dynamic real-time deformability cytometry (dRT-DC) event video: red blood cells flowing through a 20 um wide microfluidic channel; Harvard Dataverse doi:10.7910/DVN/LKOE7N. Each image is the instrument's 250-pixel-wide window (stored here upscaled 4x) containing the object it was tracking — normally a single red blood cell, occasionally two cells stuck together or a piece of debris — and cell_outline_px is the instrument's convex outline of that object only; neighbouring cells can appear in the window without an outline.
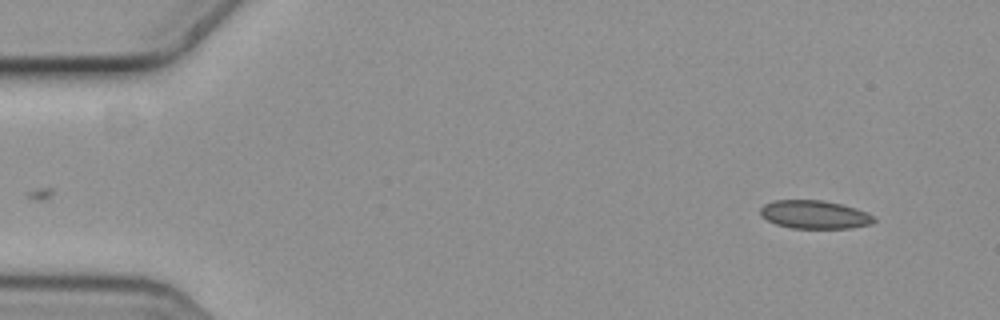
{"species": "common noctule bat (a hibernating species)", "species_latin": "Nyctalus noctula", "temperature_condition": "cold", "stored_images_in_passage": 5, "camera_frame_rate_fps": 3000, "um_per_image_px": 0.085, "animal": {"sex": "female", "body_mass_g": 19.3, "forearm_length_mm": 54.1}, "frame": {"image": 1, "passage_image": 1, "time_ms": 0.0, "image_size_px": [1000, 320], "cell_outline_px": [[876, 220], [872, 224], [852, 228], [792, 228], [776, 224], [760, 216], [760, 208], [764, 204], [776, 200], [820, 200], [840, 204], [856, 208], [872, 216]], "centroid_in_image_um": [69.21, 18.24], "position_along_channel_um": 15.8, "area_um2": 18.61}}
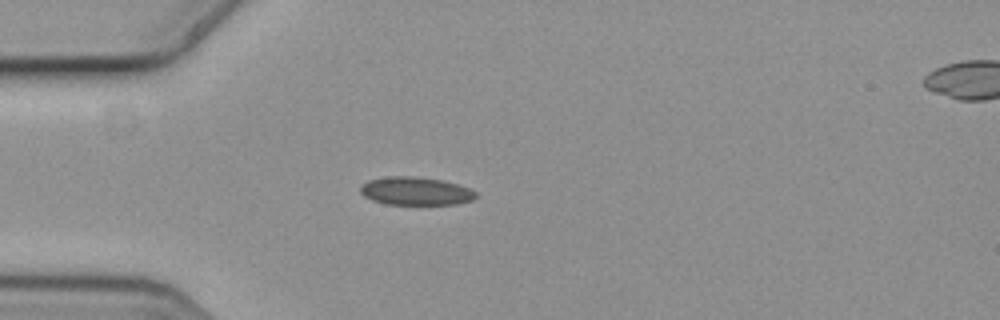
{"frame": {"image": 2, "passage_image": 4, "time_ms": 1.0, "image_size_px": [1000, 320], "cell_outline_px": [[476, 196], [472, 200], [456, 204], [384, 204], [372, 200], [364, 196], [360, 192], [360, 188], [368, 180], [388, 176], [412, 176], [440, 180], [456, 184], [468, 188], [476, 192]], "centroid_in_image_um": [35.3, 16.24], "position_along_channel_um": 49.7, "area_um2": 18.73}}